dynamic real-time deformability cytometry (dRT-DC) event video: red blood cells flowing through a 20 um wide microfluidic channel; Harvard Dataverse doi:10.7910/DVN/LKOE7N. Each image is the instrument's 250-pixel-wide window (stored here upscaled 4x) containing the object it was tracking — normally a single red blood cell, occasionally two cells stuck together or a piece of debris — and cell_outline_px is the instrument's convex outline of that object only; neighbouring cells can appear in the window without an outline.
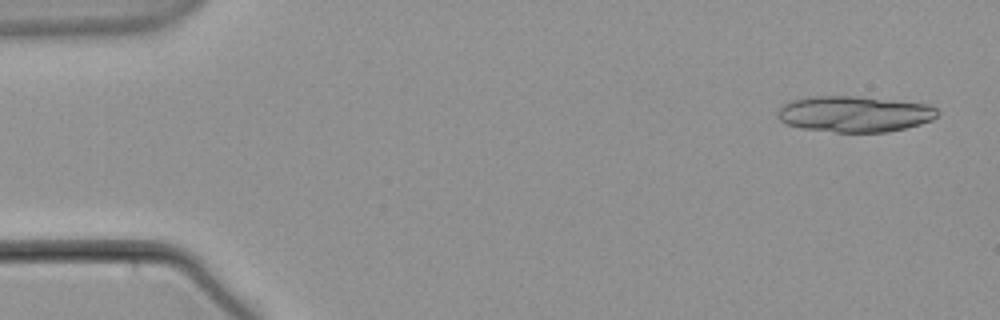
{"species": "common noctule bat (a hibernating species)", "species_latin": "Nyctalus noctula", "temperature_condition": "warm", "stored_images_in_passage": 10, "camera_frame_rate_fps": 3000, "um_per_image_px": 0.085, "animal": {"sex": "male", "body_mass_g": 21.5, "forearm_length_mm": 52.0}, "frame": {"image": 1, "passage_image": 2, "time_ms": 0.333, "image_size_px": [1000, 320], "cell_outline_px": [[940, 112], [932, 120], [920, 124], [888, 132], [836, 132], [804, 128], [788, 124], [780, 120], [780, 108], [784, 104], [792, 100], [812, 96], [856, 96], [928, 104], [936, 108]], "centroid_in_image_um": [72.68, 9.68], "position_along_channel_um": 12.3, "area_um2": 33.18}}